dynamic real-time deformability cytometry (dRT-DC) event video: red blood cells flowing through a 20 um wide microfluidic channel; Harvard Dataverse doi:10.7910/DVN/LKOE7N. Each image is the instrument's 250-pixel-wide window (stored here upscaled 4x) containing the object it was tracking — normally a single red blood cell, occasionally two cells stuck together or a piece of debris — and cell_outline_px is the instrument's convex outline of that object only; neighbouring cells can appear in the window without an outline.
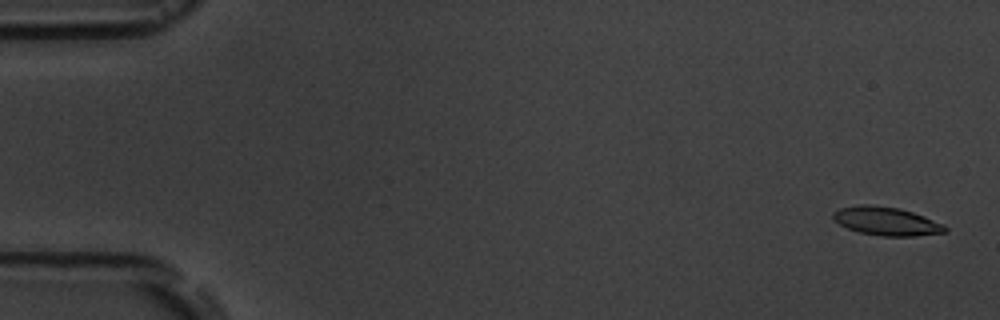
{"species": "common noctule bat (a hibernating species)", "species_latin": "Nyctalus noctula", "temperature_condition": "room temperature", "stored_images_in_passage": 6, "camera_frame_rate_fps": 3000, "um_per_image_px": 0.085, "animal": {"sex": "male", "body_mass_g": 19.5, "forearm_length_mm": 54.6}, "frame": {"image": 1, "passage_image": 1, "time_ms": 0.0, "image_size_px": [1000, 320], "cell_outline_px": [[948, 232], [916, 236], [880, 236], [860, 232], [848, 228], [832, 220], [832, 212], [840, 208], [860, 204], [868, 204], [900, 208], [924, 216], [944, 224], [948, 228]], "centroid_in_image_um": [75.35, 18.8], "position_along_channel_um": 9.7, "area_um2": 18.73}}
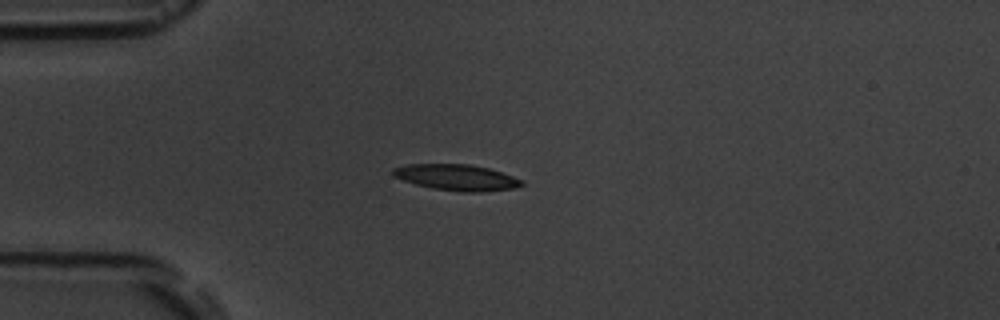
{"frame": {"image": 2, "passage_image": 4, "time_ms": 4.333, "image_size_px": [1000, 320], "cell_outline_px": [[524, 184], [516, 188], [480, 192], [460, 192], [432, 188], [416, 184], [392, 176], [392, 168], [408, 164], [468, 164], [488, 168], [524, 180]], "centroid_in_image_um": [38.81, 15.08], "position_along_channel_um": 46.2, "area_um2": 19.54}}
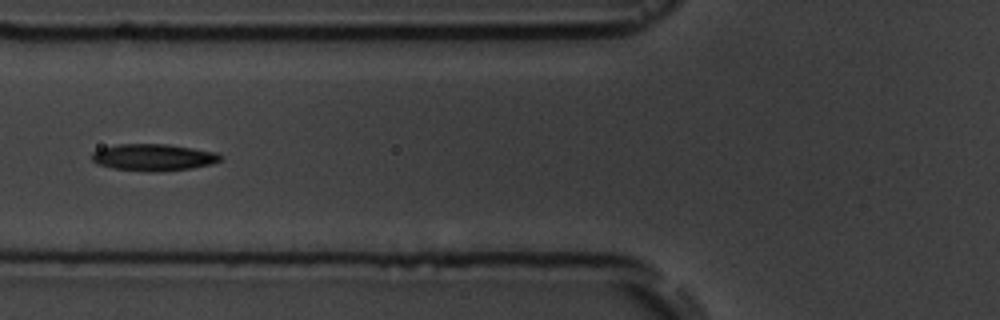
{"frame": {"image": 3, "passage_image": 6, "time_ms": 6.667, "image_size_px": [1000, 320], "cell_outline_px": [[224, 156], [220, 160], [212, 164], [192, 168], [156, 172], [148, 172], [112, 168], [96, 164], [92, 160], [92, 152], [100, 148], [116, 144], [168, 144], [216, 152]], "centroid_in_image_um": [13.03, 13.37], "position_along_channel_um": 112.8, "area_um2": 20.29}}